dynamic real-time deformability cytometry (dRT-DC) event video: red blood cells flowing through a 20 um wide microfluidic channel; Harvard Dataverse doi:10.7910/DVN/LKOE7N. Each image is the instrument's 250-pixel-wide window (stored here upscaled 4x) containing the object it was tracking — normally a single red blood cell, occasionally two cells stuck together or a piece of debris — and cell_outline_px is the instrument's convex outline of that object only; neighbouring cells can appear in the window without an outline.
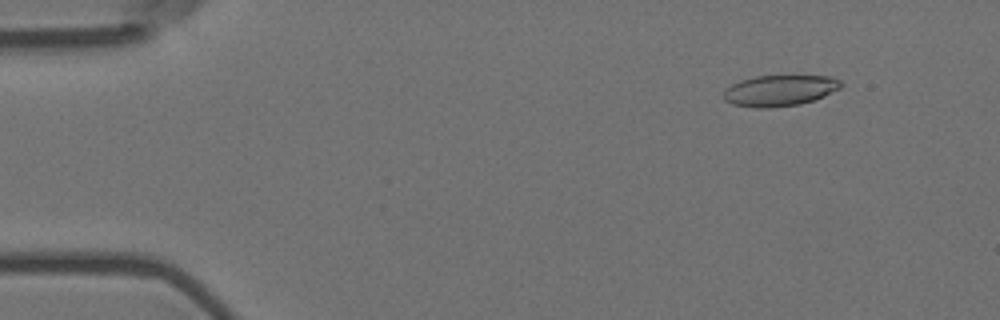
{"species": "Egyptian fruit bat (a non-hibernating species)", "species_latin": "Rousettus aegyptiacus", "temperature_condition": "room temperature", "stored_images_in_passage": 56, "camera_frame_rate_fps": 3000, "um_per_image_px": 0.085, "animal": {"sex": "female"}, "frame": {"image": 1, "passage_image": 6, "time_ms": 1.667, "image_size_px": [1000, 320], "cell_outline_px": [[844, 84], [840, 88], [824, 96], [800, 104], [768, 108], [756, 108], [732, 104], [724, 100], [724, 92], [732, 84], [740, 80], [756, 76], [832, 76], [840, 80]], "centroid_in_image_um": [66.29, 7.69], "position_along_channel_um": 18.7, "area_um2": 21.15}}
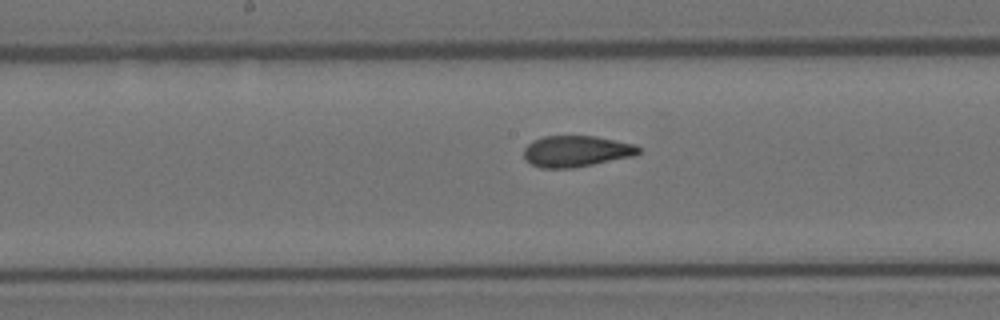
{"frame": {"image": 2, "passage_image": 29, "time_ms": 9.333, "image_size_px": [1000, 320], "cell_outline_px": [[640, 152], [632, 156], [572, 168], [540, 168], [532, 164], [524, 156], [524, 148], [532, 140], [544, 136], [596, 136], [636, 144], [640, 148]], "centroid_in_image_um": [48.97, 12.84], "position_along_channel_um": 199.2, "area_um2": 20.75}}
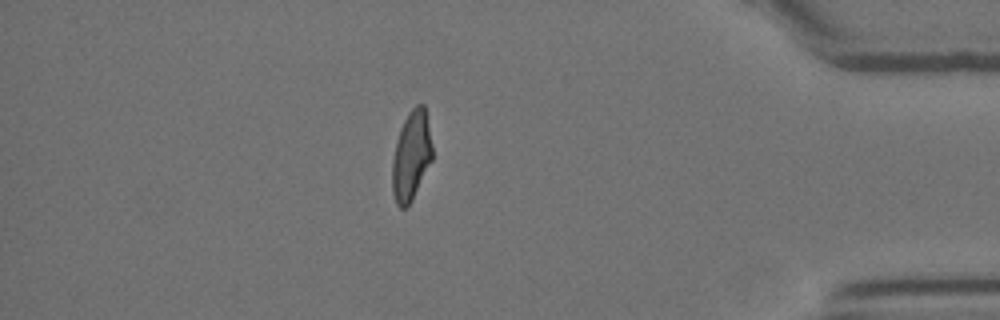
{"frame": {"image": 3, "passage_image": 49, "time_ms": 16.0, "image_size_px": [1000, 320], "cell_outline_px": [[432, 160], [412, 200], [404, 208], [400, 208], [396, 204], [392, 192], [392, 160], [396, 140], [400, 128], [408, 112], [416, 104], [424, 104], [432, 144]], "centroid_in_image_um": [34.94, 13.24], "position_along_channel_um": 400.3, "area_um2": 20.92}, "authors_computed_cell_mechanics": {"area_um2": 21.2993, "velocity_mm_per_s": 3.591, "shape_relaxation_time_tau1_ms": 6.4344, "shape_relaxation_time_tau2_ms": 1.1408, "deformation_change_tau1": 0.1805, "deformation_change_tau2": 0.0724}}